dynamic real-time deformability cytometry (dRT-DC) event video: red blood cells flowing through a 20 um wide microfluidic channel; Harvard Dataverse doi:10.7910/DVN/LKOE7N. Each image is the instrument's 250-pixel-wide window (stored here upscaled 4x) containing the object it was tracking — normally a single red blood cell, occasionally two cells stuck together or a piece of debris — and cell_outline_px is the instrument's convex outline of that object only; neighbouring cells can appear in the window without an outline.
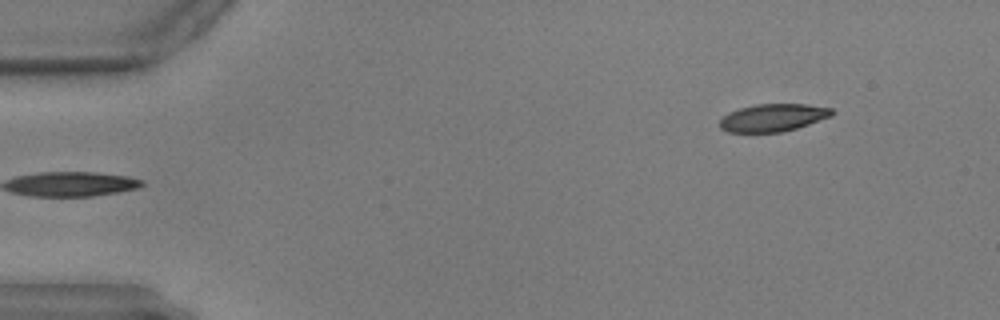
{"species": "common noctule bat (a hibernating species)", "species_latin": "Nyctalus noctula", "temperature_condition": "warm", "stored_images_in_passage": 53, "camera_frame_rate_fps": 3000, "um_per_image_px": 0.085, "animal": {"sex": "male", "body_mass_g": 17.9, "forearm_length_mm": 54.2}, "frame": {"image": 1, "passage_image": 1, "time_ms": 0.0, "image_size_px": [1000, 320], "cell_outline_px": [[832, 116], [796, 128], [780, 132], [728, 132], [720, 128], [720, 120], [728, 112], [740, 108], [756, 104], [808, 104], [832, 108]], "centroid_in_image_um": [65.69, 9.99], "position_along_channel_um": 19.3, "area_um2": 17.92}}
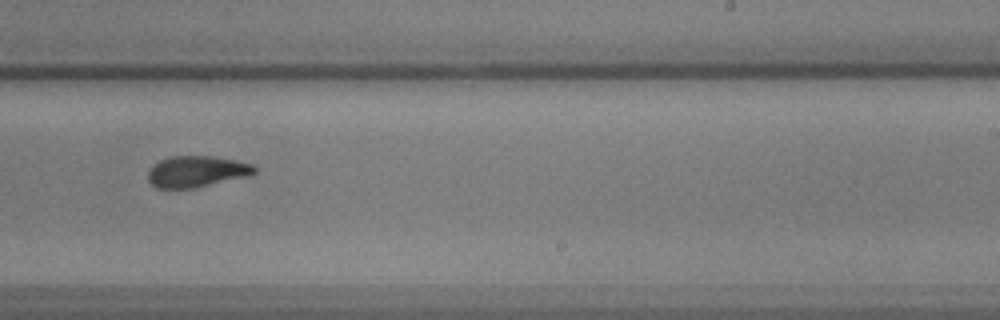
{"frame": {"image": 2, "passage_image": 31, "time_ms": 10.0, "image_size_px": [1000, 320], "cell_outline_px": [[256, 172], [252, 176], [192, 188], [156, 188], [148, 180], [148, 172], [160, 160], [172, 156], [212, 156], [236, 160], [252, 164], [256, 168]], "centroid_in_image_um": [16.77, 14.58], "position_along_channel_um": 272.2, "area_um2": 19.36}}
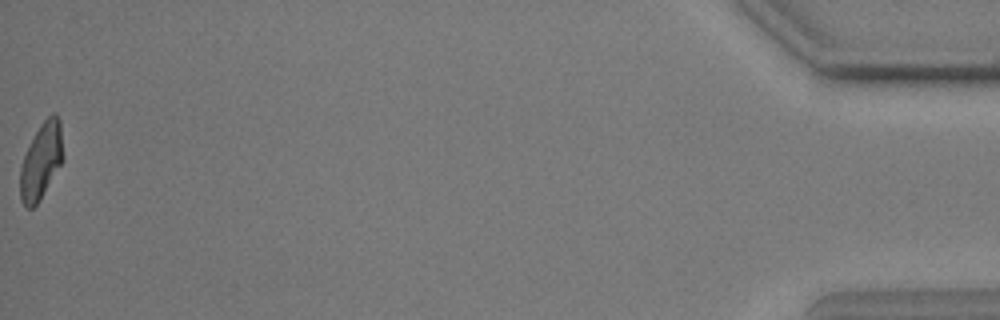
{"frame": {"image": 3, "passage_image": 53, "time_ms": 17.333, "image_size_px": [1000, 320], "cell_outline_px": [[64, 160], [40, 200], [32, 208], [28, 208], [20, 200], [20, 168], [24, 156], [40, 124], [52, 112], [56, 112], [60, 120], [64, 156]], "centroid_in_image_um": [3.53, 13.67], "position_along_channel_um": 431.7, "area_um2": 19.13}}